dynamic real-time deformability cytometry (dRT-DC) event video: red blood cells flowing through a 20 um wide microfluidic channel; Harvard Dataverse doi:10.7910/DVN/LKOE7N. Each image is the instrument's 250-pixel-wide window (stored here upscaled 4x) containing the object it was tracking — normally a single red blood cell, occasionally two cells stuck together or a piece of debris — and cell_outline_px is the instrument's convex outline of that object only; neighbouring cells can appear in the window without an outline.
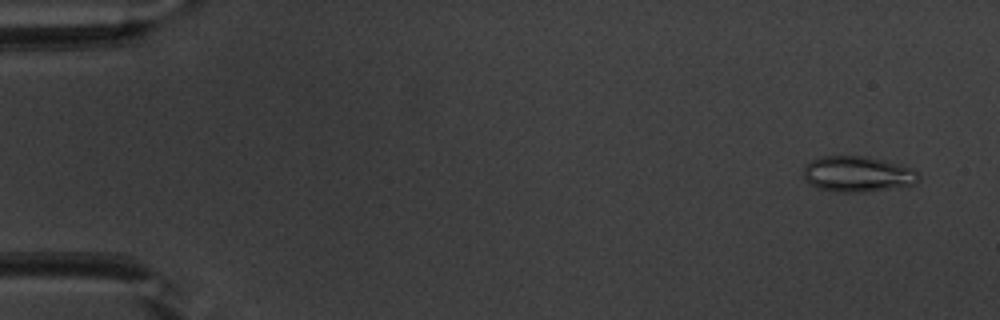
{"species": "common noctule bat (a hibernating species)", "species_latin": "Nyctalus noctula", "temperature_condition": "warm", "stored_images_in_passage": 16, "camera_frame_rate_fps": 3000, "um_per_image_px": 0.085, "animal": {"sex": "male", "body_mass_g": 20.1, "forearm_length_mm": 53.5}, "frame": {"image": 1, "passage_image": 3, "time_ms": 0.667, "image_size_px": [1000, 320], "cell_outline_px": [[920, 176], [916, 184], [864, 192], [840, 192], [820, 188], [808, 184], [804, 180], [804, 164], [820, 156], [868, 156], [884, 160], [912, 168]], "centroid_in_image_um": [72.86, 14.79], "position_along_channel_um": 12.1, "area_um2": 23.99}}